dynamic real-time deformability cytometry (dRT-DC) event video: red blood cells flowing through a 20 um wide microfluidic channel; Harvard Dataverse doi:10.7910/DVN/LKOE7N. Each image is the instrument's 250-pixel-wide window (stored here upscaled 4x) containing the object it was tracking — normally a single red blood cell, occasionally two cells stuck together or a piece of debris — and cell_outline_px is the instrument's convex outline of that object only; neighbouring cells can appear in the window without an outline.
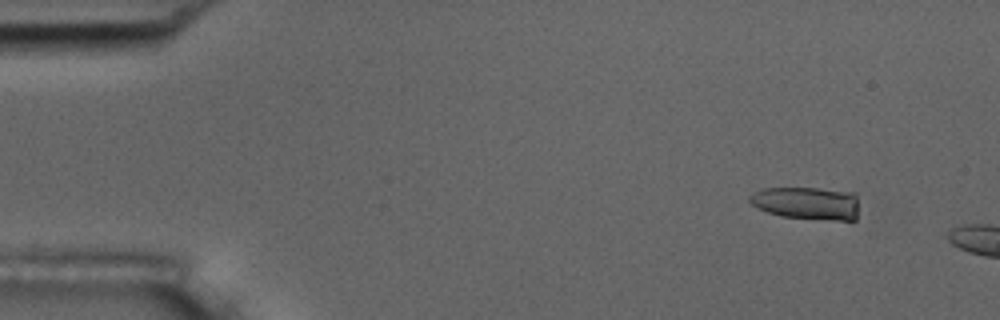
{"species": "common noctule bat (a hibernating species)", "species_latin": "Nyctalus noctula", "temperature_condition": "room temperature", "stored_images_in_passage": 10, "camera_frame_rate_fps": 3000, "um_per_image_px": 0.085, "animal": {"sex": "male", "body_mass_g": 17.5, "forearm_length_mm": 52.3}, "frame": {"image": 1, "passage_image": 6, "time_ms": 1.667, "image_size_px": [1000, 320], "cell_outline_px": [[856, 220], [832, 220], [780, 216], [768, 212], [752, 204], [748, 200], [748, 196], [764, 188], [816, 188], [856, 192]], "centroid_in_image_um": [68.6, 17.26], "position_along_channel_um": 16.4, "area_um2": 20.75}}